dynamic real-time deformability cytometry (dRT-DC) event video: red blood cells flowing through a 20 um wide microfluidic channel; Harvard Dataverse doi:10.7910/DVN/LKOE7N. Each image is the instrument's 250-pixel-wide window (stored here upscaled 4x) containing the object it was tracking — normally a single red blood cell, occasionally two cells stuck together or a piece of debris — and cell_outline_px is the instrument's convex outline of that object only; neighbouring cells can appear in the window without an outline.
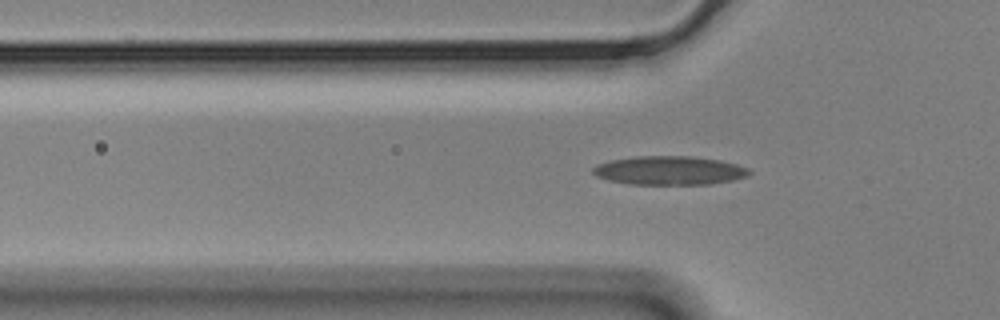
{"species": "Egyptian fruit bat (a non-hibernating species)", "species_latin": "Rousettus aegyptiacus", "temperature_condition": "cold", "stored_images_in_passage": 46, "camera_frame_rate_fps": 3000, "um_per_image_px": 0.085, "animal": {"sex": "male"}, "frame": {"image": 1, "passage_image": 17, "time_ms": 5.333, "image_size_px": [1000, 320], "cell_outline_px": [[752, 172], [748, 176], [732, 180], [712, 184], [628, 184], [608, 180], [596, 176], [592, 172], [592, 168], [596, 164], [612, 160], [636, 156], [692, 156], [720, 160], [736, 164], [748, 168]], "centroid_in_image_um": [56.9, 14.49], "position_along_channel_um": 68.9, "area_um2": 26.3}}
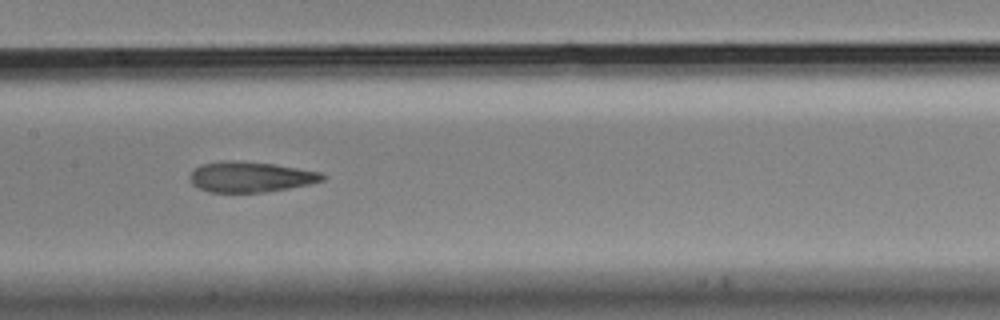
{"frame": {"image": 2, "passage_image": 27, "time_ms": 8.667, "image_size_px": [1000, 320], "cell_outline_px": [[328, 176], [324, 180], [308, 184], [288, 188], [264, 192], [208, 192], [192, 184], [188, 176], [200, 164], [224, 160], [236, 160], [272, 164], [324, 172]], "centroid_in_image_um": [21.3, 15.03], "position_along_channel_um": 186.1, "area_um2": 23.64}}
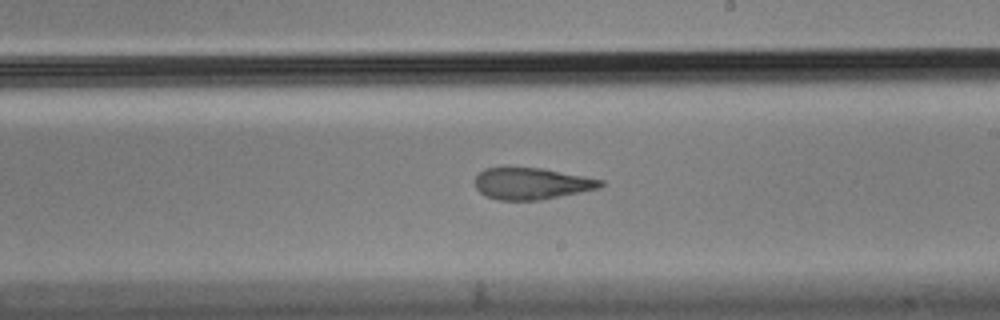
{"frame": {"image": 3, "passage_image": 32, "time_ms": 10.333, "image_size_px": [1000, 320], "cell_outline_px": [[604, 184], [600, 188], [540, 200], [496, 200], [484, 196], [476, 188], [476, 176], [484, 168], [504, 164], [544, 168], [604, 180]], "centroid_in_image_um": [45.13, 15.56], "position_along_channel_um": 243.9, "area_um2": 23.99}}